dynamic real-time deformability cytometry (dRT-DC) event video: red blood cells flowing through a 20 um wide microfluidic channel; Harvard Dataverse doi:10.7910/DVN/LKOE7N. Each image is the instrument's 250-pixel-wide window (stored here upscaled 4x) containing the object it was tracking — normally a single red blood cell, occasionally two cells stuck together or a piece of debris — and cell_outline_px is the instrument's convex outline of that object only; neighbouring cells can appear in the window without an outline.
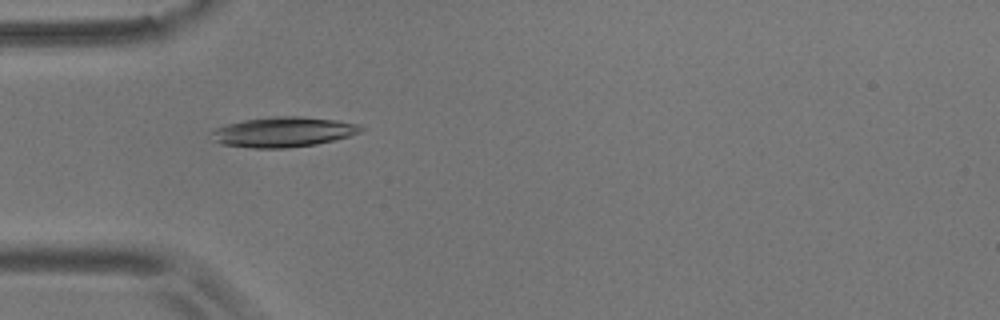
{"species": "common noctule bat (a hibernating species)", "species_latin": "Nyctalus noctula", "temperature_condition": "room temperature", "stored_images_in_passage": 55, "camera_frame_rate_fps": 3000, "um_per_image_px": 0.085, "animal": {"sex": "male", "body_mass_g": 17.9}, "frame": {"image": 1, "passage_image": 17, "time_ms": 5.333, "image_size_px": [1000, 320], "cell_outline_px": [[364, 128], [360, 132], [348, 136], [316, 144], [288, 148], [252, 148], [220, 144], [208, 132], [216, 128], [228, 124], [244, 120], [272, 116], [300, 116], [336, 120], [356, 124]], "centroid_in_image_um": [24.04, 11.22], "position_along_channel_um": 61.0, "area_um2": 26.01}}
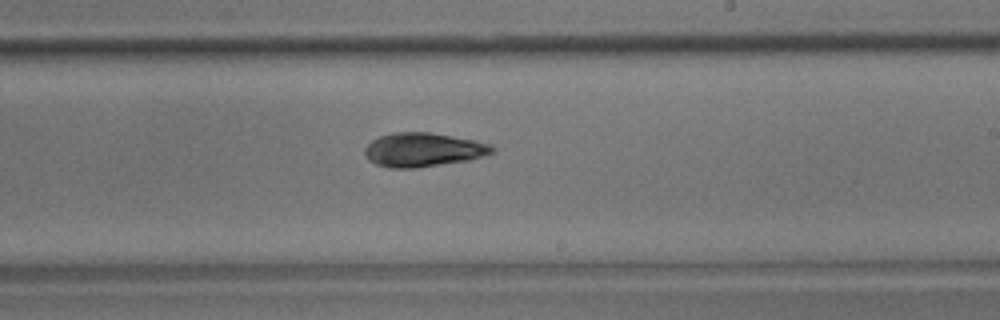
{"frame": {"image": 2, "passage_image": 33, "time_ms": 10.667, "image_size_px": [1000, 320], "cell_outline_px": [[496, 152], [468, 160], [416, 168], [388, 168], [376, 164], [368, 160], [364, 156], [364, 148], [372, 140], [380, 136], [392, 132], [432, 132], [492, 144], [496, 148]], "centroid_in_image_um": [35.95, 12.73], "position_along_channel_um": 253.0, "area_um2": 25.37}}
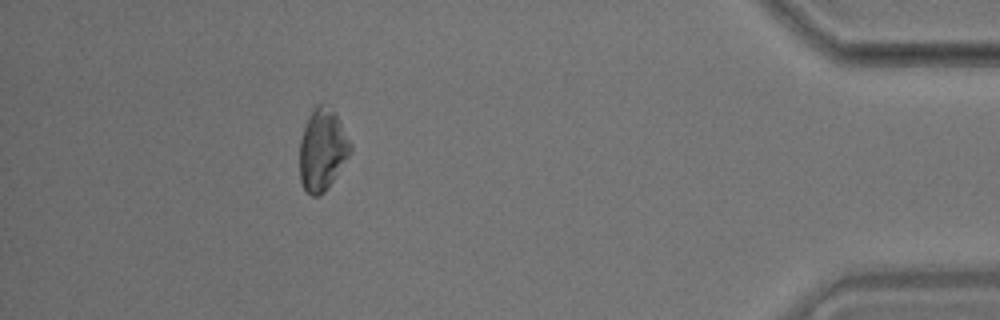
{"frame": {"image": 3, "passage_image": 50, "time_ms": 16.333, "image_size_px": [1000, 320], "cell_outline_px": [[352, 152], [328, 188], [320, 196], [312, 196], [304, 188], [300, 180], [300, 140], [304, 128], [312, 108], [316, 104], [324, 100], [336, 116], [352, 144]], "centroid_in_image_um": [27.4, 12.72], "position_along_channel_um": 407.8, "area_um2": 24.28}, "authors_computed_cell_mechanics": {"area_um2": 24.9118, "velocity_mm_per_s": 3.6346, "shape_relaxation_time_tau1_ms": 5.8034, "shape_relaxation_time_tau2_ms": null, "deformation_change_tau1": 0.17, "deformation_change_tau2": null}}